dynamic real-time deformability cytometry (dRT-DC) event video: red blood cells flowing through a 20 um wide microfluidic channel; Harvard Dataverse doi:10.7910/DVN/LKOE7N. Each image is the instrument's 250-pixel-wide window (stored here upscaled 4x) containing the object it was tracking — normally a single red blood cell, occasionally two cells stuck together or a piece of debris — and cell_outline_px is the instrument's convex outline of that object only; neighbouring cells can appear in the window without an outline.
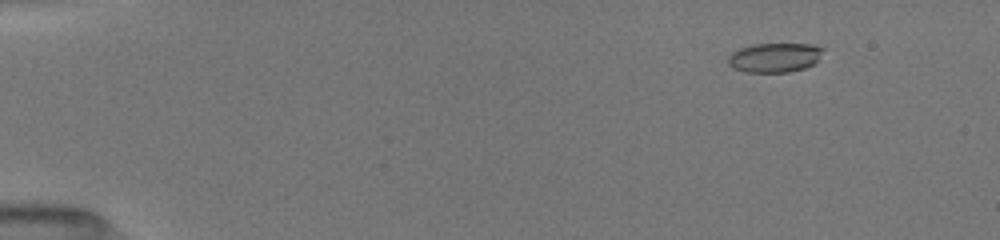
{"species": "common noctule bat (a hibernating species)", "species_latin": "Nyctalus noctula", "temperature_condition": "room temperature", "stored_images_in_passage": 51, "camera_frame_rate_fps": 3000, "um_per_image_px": 0.085, "animal": {"sex": "female", "body_mass_g": 19.5, "forearm_length_mm": 54.1}, "frame": {"image": 1, "passage_image": 8, "time_ms": 2.0, "image_size_px": [1000, 240], "cell_outline_px": [[824, 48], [816, 64], [804, 68], [788, 72], [744, 72], [732, 68], [728, 64], [728, 56], [732, 52], [740, 48], [752, 44], [812, 44]], "centroid_in_image_um": [65.83, 4.89], "position_along_channel_um": 19.2, "area_um2": 16.42}}
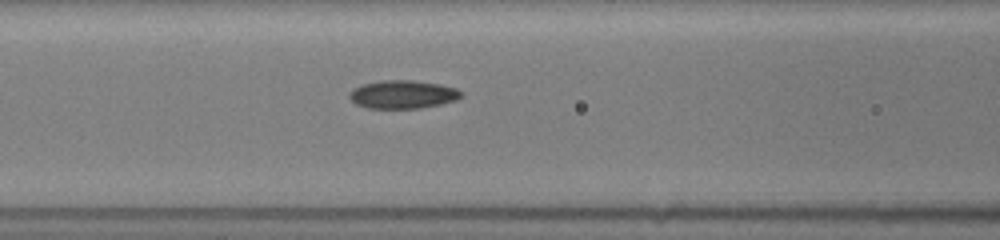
{"frame": {"image": 2, "passage_image": 28, "time_ms": 7.667, "image_size_px": [1000, 240], "cell_outline_px": [[464, 96], [456, 100], [440, 104], [420, 108], [368, 108], [356, 104], [348, 96], [352, 88], [360, 84], [384, 80], [412, 80], [440, 84], [456, 88], [464, 92]], "centroid_in_image_um": [34.25, 8.02], "position_along_channel_um": 132.3, "area_um2": 18.55}}
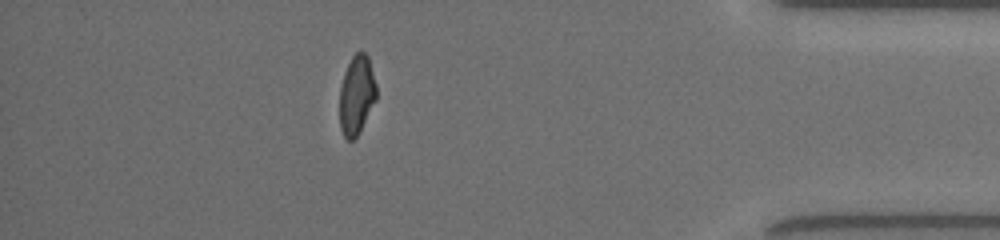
{"frame": {"image": 3, "passage_image": 46, "time_ms": 15.333, "image_size_px": [1000, 240], "cell_outline_px": [[376, 100], [360, 132], [352, 140], [348, 140], [344, 136], [340, 128], [340, 88], [344, 72], [352, 56], [356, 52], [364, 52], [368, 56], [376, 84]], "centroid_in_image_um": [30.31, 8.08], "position_along_channel_um": 404.9, "area_um2": 16.94}, "authors_computed_cell_mechanics": {"area_um2": 17.629, "velocity_mm_per_s": 4.0364, "shape_relaxation_time_tau1_ms": 7.7412, "shape_relaxation_time_tau2_ms": 1.8852, "deformation_change_tau1": 0.1741, "deformation_change_tau2": 0.0772}}